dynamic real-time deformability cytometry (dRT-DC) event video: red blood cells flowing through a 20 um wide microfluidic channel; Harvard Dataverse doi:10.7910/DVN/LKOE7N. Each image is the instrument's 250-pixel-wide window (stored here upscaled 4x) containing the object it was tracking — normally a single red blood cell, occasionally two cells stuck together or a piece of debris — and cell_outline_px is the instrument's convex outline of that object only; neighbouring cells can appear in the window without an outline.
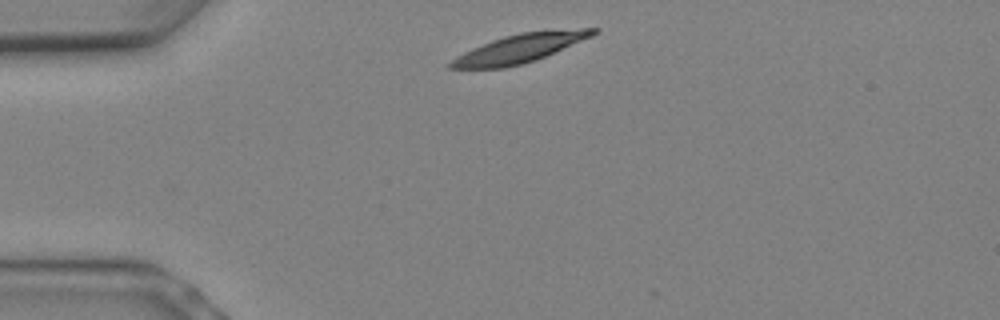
{"species": "Egyptian fruit bat (a non-hibernating species)", "species_latin": "Rousettus aegyptiacus", "temperature_condition": "warm", "stored_images_in_passage": 4, "camera_frame_rate_fps": 3000, "um_per_image_px": 0.085, "animal": {"sex": "female"}, "frame": {"image": 1, "passage_image": 1, "time_ms": 0.0, "image_size_px": [1000, 320], "cell_outline_px": [[600, 28], [592, 36], [536, 60], [504, 68], [448, 68], [448, 64], [452, 60], [464, 52], [472, 48], [492, 40], [504, 36], [520, 32], [580, 28]], "centroid_in_image_um": [44.18, 4.1], "position_along_channel_um": 40.8, "area_um2": 23.41}}
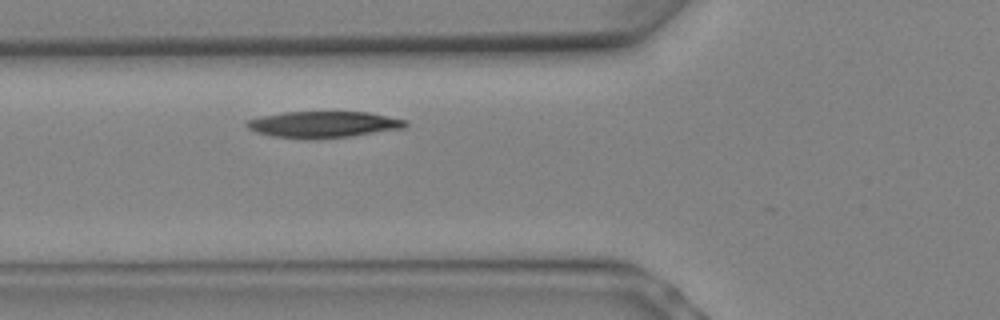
{"frame": {"image": 2, "passage_image": 4, "time_ms": 1.0, "image_size_px": [1000, 320], "cell_outline_px": [[408, 124], [404, 128], [352, 136], [316, 140], [304, 140], [272, 136], [256, 132], [248, 128], [244, 124], [248, 120], [264, 116], [284, 112], [368, 112], [404, 120]], "centroid_in_image_um": [27.45, 10.6], "position_along_channel_um": 98.3, "area_um2": 24.51}}